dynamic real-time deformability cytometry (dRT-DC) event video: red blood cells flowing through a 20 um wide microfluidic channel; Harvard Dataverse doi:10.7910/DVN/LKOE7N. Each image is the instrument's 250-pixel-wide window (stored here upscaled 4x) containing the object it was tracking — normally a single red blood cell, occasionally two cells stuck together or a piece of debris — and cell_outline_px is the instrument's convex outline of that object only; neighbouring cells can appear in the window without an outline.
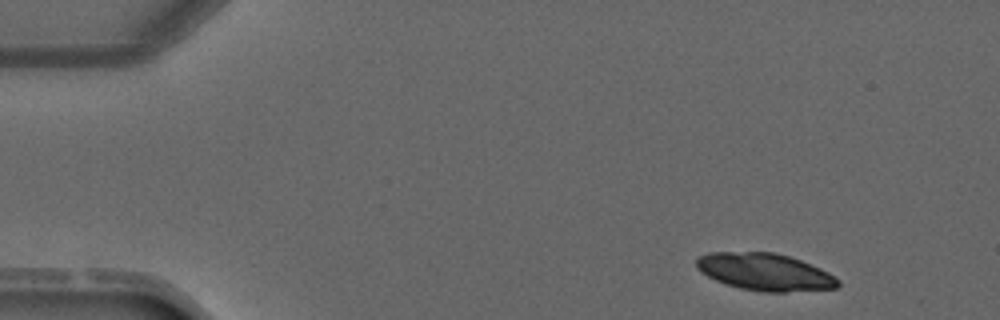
{"species": "common noctule bat (a hibernating species)", "species_latin": "Nyctalus noctula", "temperature_condition": "warm", "stored_images_in_passage": 3, "camera_frame_rate_fps": 3000, "um_per_image_px": 0.085, "animal": {"sex": "male", "forearm_length_mm": 52.5}, "frame": {"image": 1, "passage_image": 1, "time_ms": 0.0, "image_size_px": [1000, 320], "cell_outline_px": [[840, 284], [836, 288], [784, 292], [760, 292], [740, 288], [724, 284], [708, 276], [696, 268], [696, 260], [700, 256], [708, 252], [776, 252], [800, 260], [820, 268], [828, 272], [840, 280]], "centroid_in_image_um": [65.01, 23.12], "position_along_channel_um": 20.0, "area_um2": 30.75}}